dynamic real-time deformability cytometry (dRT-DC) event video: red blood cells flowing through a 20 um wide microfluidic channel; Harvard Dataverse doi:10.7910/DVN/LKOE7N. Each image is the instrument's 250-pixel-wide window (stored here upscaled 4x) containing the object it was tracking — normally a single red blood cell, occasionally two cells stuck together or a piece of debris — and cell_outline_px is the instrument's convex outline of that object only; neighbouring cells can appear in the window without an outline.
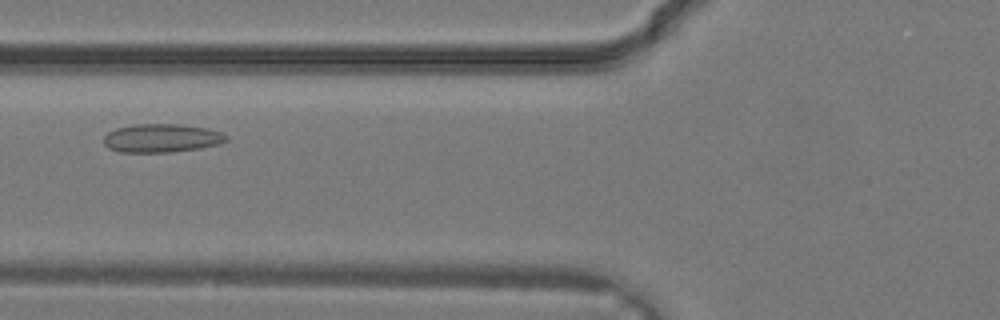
{"species": "common noctule bat (a hibernating species)", "species_latin": "Nyctalus noctula", "temperature_condition": "warm", "stored_images_in_passage": 20, "camera_frame_rate_fps": 3000, "um_per_image_px": 0.085, "animal": {"sex": "male", "body_mass_g": 19.2, "forearm_length_mm": 51.8}, "frame": {"image": 1, "passage_image": 3, "time_ms": 0.667, "image_size_px": [1000, 320], "cell_outline_px": [[228, 140], [220, 144], [200, 148], [168, 152], [120, 152], [108, 148], [104, 144], [104, 136], [108, 132], [116, 128], [136, 124], [180, 124], [208, 128], [220, 132], [228, 136]], "centroid_in_image_um": [13.75, 11.74], "position_along_channel_um": 112.1, "area_um2": 20.4}}
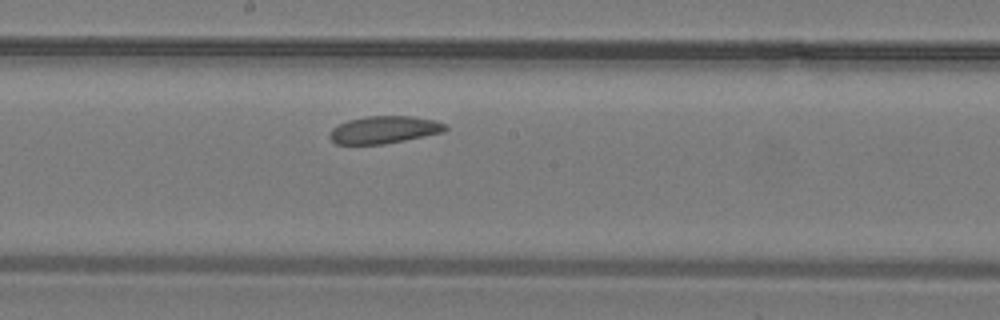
{"frame": {"image": 2, "passage_image": 8, "time_ms": 2.333, "image_size_px": [1000, 320], "cell_outline_px": [[448, 128], [444, 132], [384, 144], [336, 144], [328, 136], [332, 128], [348, 120], [368, 116], [412, 116], [436, 120], [448, 124]], "centroid_in_image_um": [32.69, 11.02], "position_along_channel_um": 215.5, "area_um2": 18.5}}
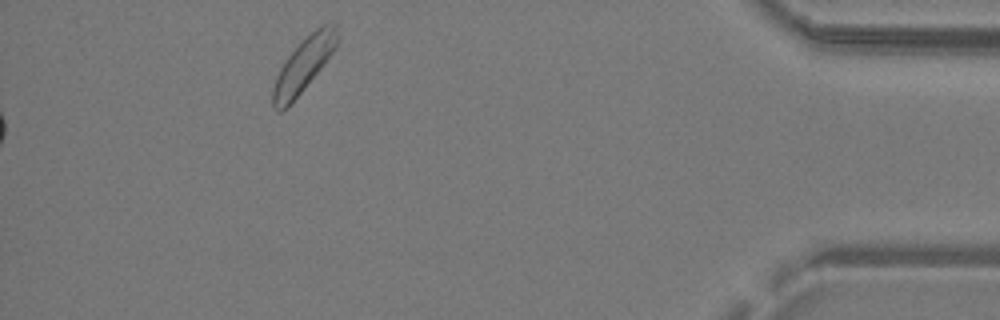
{"frame": {"image": 3, "passage_image": 20, "time_ms": 6.333, "image_size_px": [1000, 320], "cell_outline_px": [[340, 36], [336, 48], [304, 88], [280, 112], [276, 112], [272, 108], [272, 88], [276, 76], [284, 60], [316, 28], [324, 24], [336, 24]], "centroid_in_image_um": [25.8, 5.5], "position_along_channel_um": 409.4, "area_um2": 19.77}}